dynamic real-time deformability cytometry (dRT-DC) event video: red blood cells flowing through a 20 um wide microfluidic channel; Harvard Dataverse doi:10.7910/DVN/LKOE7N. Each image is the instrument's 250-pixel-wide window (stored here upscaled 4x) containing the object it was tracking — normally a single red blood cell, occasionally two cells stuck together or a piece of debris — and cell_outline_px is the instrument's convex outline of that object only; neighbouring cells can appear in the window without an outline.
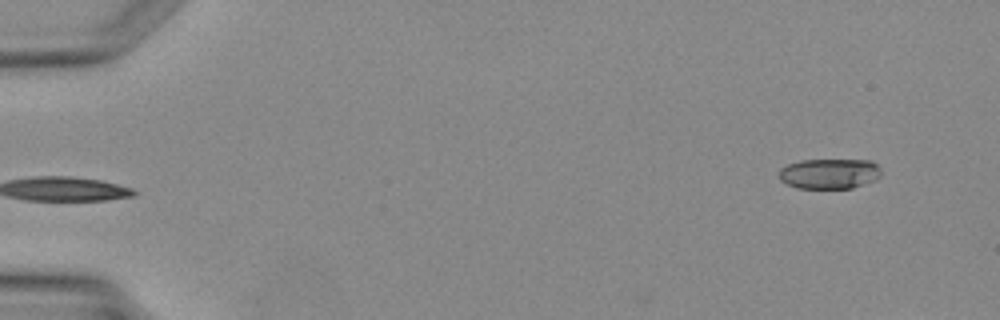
{"species": "Egyptian fruit bat (a non-hibernating species)", "species_latin": "Rousettus aegyptiacus", "temperature_condition": "warm", "stored_images_in_passage": 3, "camera_frame_rate_fps": 3000, "um_per_image_px": 0.085, "animal": {"sex": "female"}, "frame": {"image": 1, "passage_image": 3, "time_ms": 2.667, "image_size_px": [1000, 320], "cell_outline_px": [[880, 176], [876, 180], [852, 188], [796, 188], [780, 180], [780, 168], [788, 164], [800, 160], [872, 160], [880, 168]], "centroid_in_image_um": [70.51, 14.76], "position_along_channel_um": 14.5, "area_um2": 18.03}}